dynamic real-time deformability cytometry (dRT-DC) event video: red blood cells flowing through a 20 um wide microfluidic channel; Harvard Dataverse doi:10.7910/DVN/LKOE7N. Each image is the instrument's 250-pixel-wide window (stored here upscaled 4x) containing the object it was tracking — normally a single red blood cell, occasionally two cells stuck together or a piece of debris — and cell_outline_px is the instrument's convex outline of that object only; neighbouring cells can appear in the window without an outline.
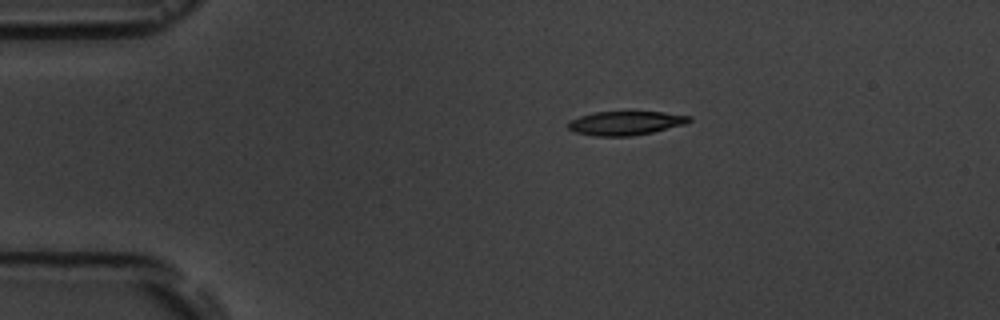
{"species": "common noctule bat (a hibernating species)", "species_latin": "Nyctalus noctula", "temperature_condition": "room temperature", "stored_images_in_passage": 3, "camera_frame_rate_fps": 3000, "um_per_image_px": 0.085, "animal": {"sex": "male", "body_mass_g": 19.5, "forearm_length_mm": 54.6}, "frame": {"image": 1, "passage_image": 3, "time_ms": 2.333, "image_size_px": [1000, 320], "cell_outline_px": [[692, 120], [684, 124], [652, 132], [632, 136], [592, 136], [576, 132], [568, 128], [568, 120], [580, 116], [596, 112], [664, 112], [692, 116]], "centroid_in_image_um": [53.16, 10.46], "position_along_channel_um": 31.8, "area_um2": 16.82}}